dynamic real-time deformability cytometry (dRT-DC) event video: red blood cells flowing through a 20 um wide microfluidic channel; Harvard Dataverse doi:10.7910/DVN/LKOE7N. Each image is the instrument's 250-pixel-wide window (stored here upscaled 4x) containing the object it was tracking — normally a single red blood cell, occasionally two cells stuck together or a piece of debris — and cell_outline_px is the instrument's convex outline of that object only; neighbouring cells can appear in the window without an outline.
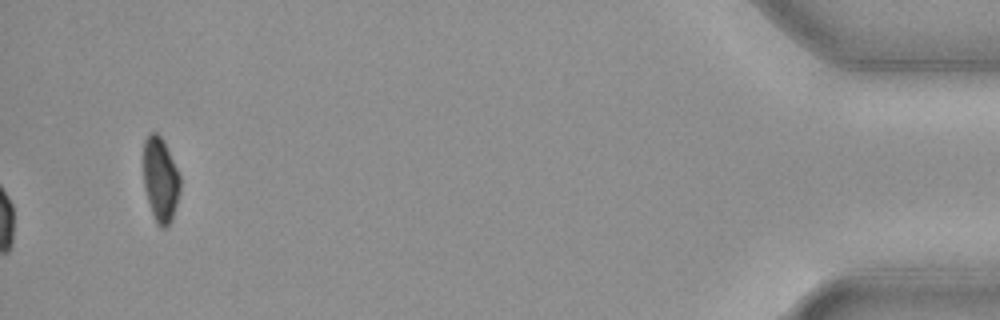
{"species": "common noctule bat (a hibernating species)", "species_latin": "Nyctalus noctula", "temperature_condition": "cold", "stored_images_in_passage": 58, "camera_frame_rate_fps": 3000, "um_per_image_px": 0.085, "animal": {"sex": "female", "body_mass_g": 19.3, "forearm_length_mm": 54.1}, "frame": {"image": 1, "passage_image": 58, "time_ms": 19.0, "image_size_px": [1000, 320], "cell_outline_px": [[180, 192], [172, 220], [164, 228], [160, 228], [156, 224], [144, 188], [144, 140], [152, 132], [156, 132], [160, 136], [180, 176]], "centroid_in_image_um": [13.64, 15.32], "position_along_channel_um": 421.6, "area_um2": 17.74}, "authors_computed_cell_mechanics": {"area_um2": 18.9873, "velocity_mm_per_s": 3.6233, "shape_relaxation_time_tau1_ms": 5.887, "shape_relaxation_time_tau2_ms": null, "deformation_change_tau1": 0.0971, "deformation_change_tau2": null}}